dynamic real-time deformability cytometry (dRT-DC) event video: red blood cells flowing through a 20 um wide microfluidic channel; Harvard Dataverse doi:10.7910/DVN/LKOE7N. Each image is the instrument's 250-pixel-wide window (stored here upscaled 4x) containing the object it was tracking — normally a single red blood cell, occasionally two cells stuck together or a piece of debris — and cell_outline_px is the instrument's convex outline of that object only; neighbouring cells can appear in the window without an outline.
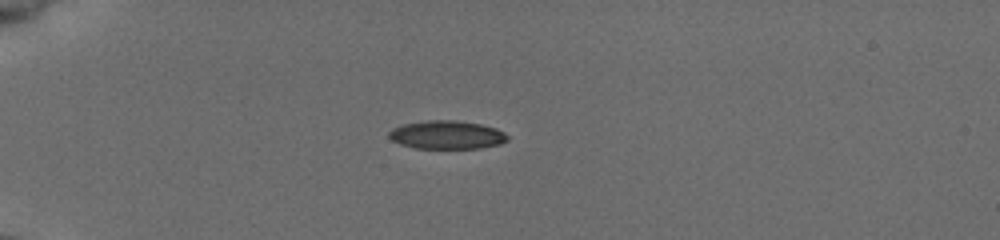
{"species": "common noctule bat (a hibernating species)", "species_latin": "Nyctalus noctula", "temperature_condition": "cold", "stored_images_in_passage": 28, "camera_frame_rate_fps": 3000, "um_per_image_px": 0.085, "animal": {"sex": "female", "body_mass_g": 19.5, "forearm_length_mm": 54.1}, "frame": {"image": 1, "passage_image": 1, "time_ms": 0.0, "image_size_px": [1000, 240], "cell_outline_px": [[508, 140], [500, 144], [480, 148], [416, 148], [400, 144], [392, 140], [388, 136], [388, 132], [392, 128], [404, 124], [428, 120], [456, 120], [480, 124], [496, 128], [504, 132], [508, 136]], "centroid_in_image_um": [37.98, 11.46], "position_along_channel_um": 47.0, "area_um2": 19.59}}
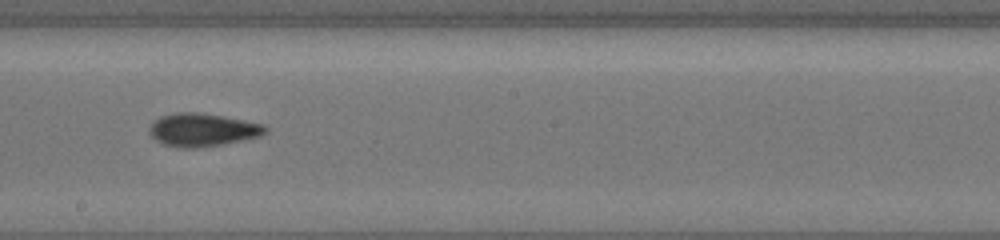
{"frame": {"image": 2, "passage_image": 13, "time_ms": 4.0, "image_size_px": [1000, 240], "cell_outline_px": [[268, 132], [260, 136], [220, 144], [196, 148], [176, 148], [164, 144], [156, 140], [148, 132], [148, 128], [160, 116], [180, 112], [196, 112], [220, 116], [264, 124], [268, 128]], "centroid_in_image_um": [17.19, 11.04], "position_along_channel_um": 231.0, "area_um2": 22.08}}
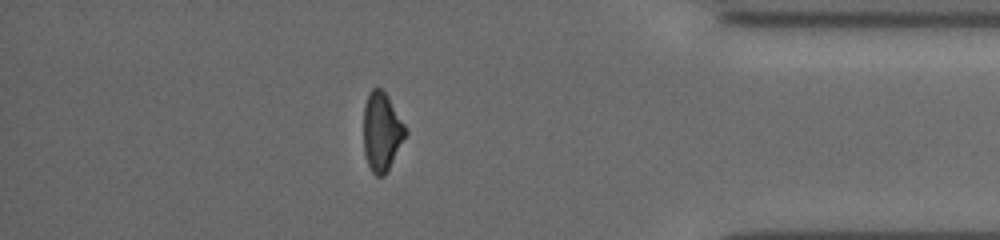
{"frame": {"image": 3, "passage_image": 24, "time_ms": 7.667, "image_size_px": [1000, 240], "cell_outline_px": [[408, 132], [384, 176], [376, 176], [372, 172], [368, 164], [364, 152], [364, 104], [368, 92], [372, 88], [380, 88], [388, 96], [404, 124]], "centroid_in_image_um": [32.43, 11.17], "position_along_channel_um": 402.8, "area_um2": 19.07}}